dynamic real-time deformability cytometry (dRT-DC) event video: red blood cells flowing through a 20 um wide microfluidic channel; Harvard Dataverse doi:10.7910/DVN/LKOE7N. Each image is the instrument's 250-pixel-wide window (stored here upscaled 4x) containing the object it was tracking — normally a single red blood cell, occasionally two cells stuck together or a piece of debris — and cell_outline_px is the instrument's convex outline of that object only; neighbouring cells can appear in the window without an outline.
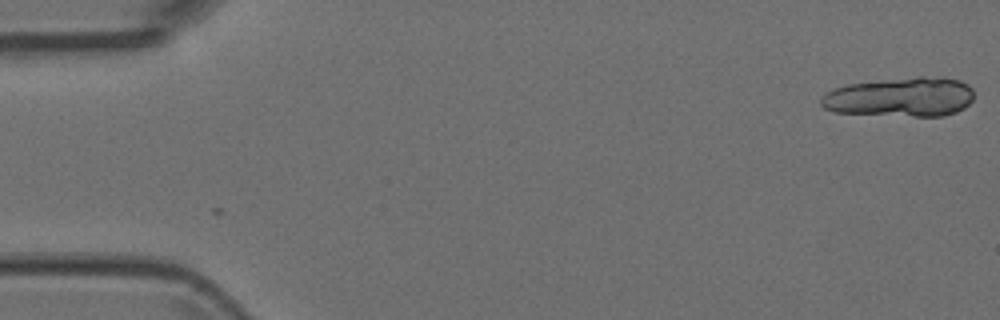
{"species": "Egyptian fruit bat (a non-hibernating species)", "species_latin": "Rousettus aegyptiacus", "temperature_condition": "room temperature", "stored_images_in_passage": 4, "camera_frame_rate_fps": 3000, "um_per_image_px": 0.085, "animal": {"sex": "female"}, "frame": {"image": 1, "passage_image": 1, "time_ms": 0.0, "image_size_px": [1000, 320], "cell_outline_px": [[972, 100], [964, 108], [956, 112], [944, 116], [912, 116], [832, 112], [824, 108], [820, 104], [820, 96], [832, 88], [848, 84], [880, 80], [916, 76], [924, 76], [960, 80], [968, 84], [972, 88]], "centroid_in_image_um": [76.51, 8.25], "position_along_channel_um": 8.5, "area_um2": 35.32}}